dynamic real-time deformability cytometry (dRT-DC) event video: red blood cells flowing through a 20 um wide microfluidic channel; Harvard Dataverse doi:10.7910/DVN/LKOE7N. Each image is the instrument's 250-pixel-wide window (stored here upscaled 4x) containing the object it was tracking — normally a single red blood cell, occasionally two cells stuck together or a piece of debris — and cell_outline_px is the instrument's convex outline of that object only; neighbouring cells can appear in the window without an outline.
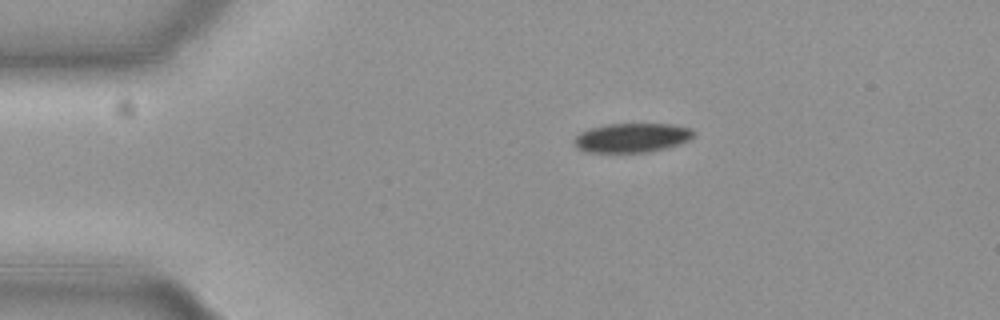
{"species": "common noctule bat (a hibernating species)", "species_latin": "Nyctalus noctula", "temperature_condition": "cold", "stored_images_in_passage": 6, "camera_frame_rate_fps": 3000, "um_per_image_px": 0.085, "animal": {"sex": "female", "body_mass_g": 19.3, "forearm_length_mm": 54.1}, "frame": {"image": 1, "passage_image": 1, "time_ms": 0.0, "image_size_px": [1000, 320], "cell_outline_px": [[692, 136], [688, 140], [664, 148], [644, 152], [588, 152], [580, 148], [572, 140], [580, 132], [588, 128], [608, 124], [668, 124], [692, 128]], "centroid_in_image_um": [53.66, 11.69], "position_along_channel_um": 31.3, "area_um2": 19.94}}